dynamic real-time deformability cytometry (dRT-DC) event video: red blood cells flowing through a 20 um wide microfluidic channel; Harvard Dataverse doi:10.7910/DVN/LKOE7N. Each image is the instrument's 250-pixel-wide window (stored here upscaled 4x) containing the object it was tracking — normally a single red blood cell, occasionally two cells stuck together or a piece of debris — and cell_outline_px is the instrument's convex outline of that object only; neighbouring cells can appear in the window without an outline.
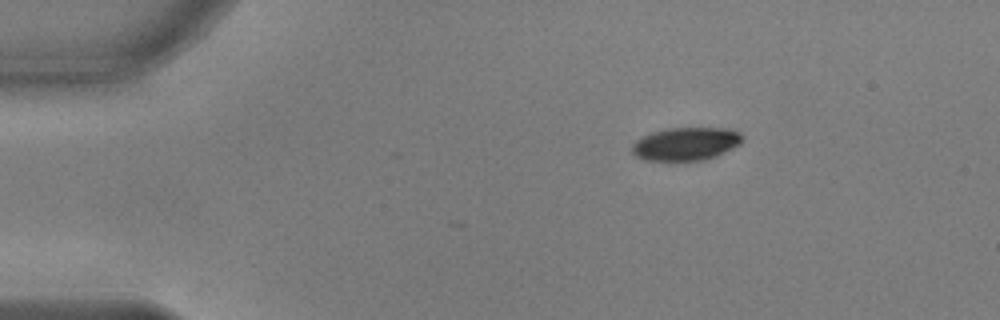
{"species": "common noctule bat (a hibernating species)", "species_latin": "Nyctalus noctula", "temperature_condition": "warm", "stored_images_in_passage": 25, "camera_frame_rate_fps": 3000, "um_per_image_px": 0.085, "animal": {"sex": "male", "body_mass_g": 17.9, "forearm_length_mm": 54.2}, "frame": {"image": 1, "passage_image": 1, "time_ms": 0.0, "image_size_px": [1000, 320], "cell_outline_px": [[744, 140], [740, 144], [716, 156], [704, 160], [668, 164], [644, 160], [636, 156], [632, 152], [632, 144], [636, 140], [652, 132], [668, 128], [724, 128], [740, 132], [744, 136]], "centroid_in_image_um": [58.27, 12.28], "position_along_channel_um": 26.7, "area_um2": 22.08}}
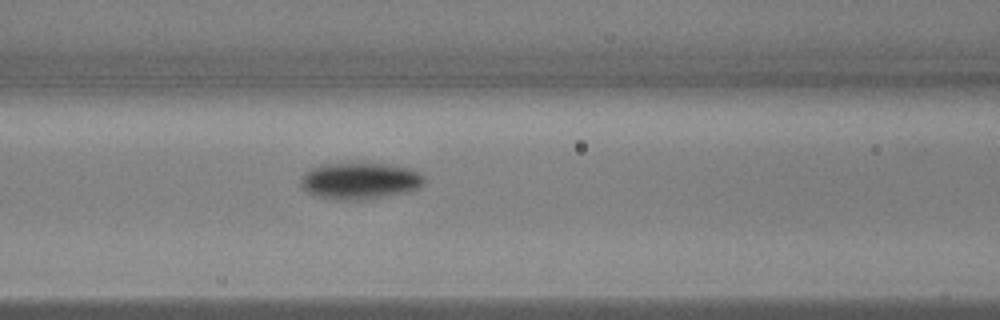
{"frame": {"image": 2, "passage_image": 15, "time_ms": 4.667, "image_size_px": [1000, 320], "cell_outline_px": [[424, 184], [420, 188], [408, 192], [384, 196], [320, 196], [308, 192], [300, 184], [300, 176], [304, 172], [320, 164], [348, 160], [388, 164], [412, 168], [420, 172], [424, 176]], "centroid_in_image_um": [30.64, 15.24], "position_along_channel_um": 136.0, "area_um2": 26.13}}
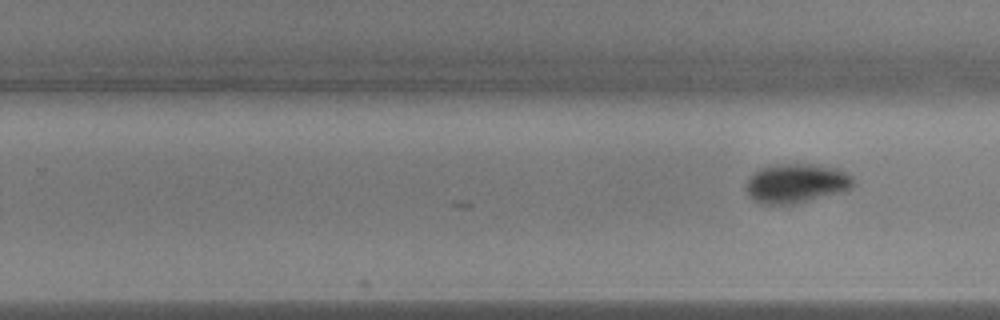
{"frame": {"image": 3, "passage_image": 25, "time_ms": 8.0, "image_size_px": [1000, 320], "cell_outline_px": [[856, 184], [848, 192], [796, 204], [760, 204], [748, 192], [748, 176], [752, 172], [768, 164], [820, 164], [840, 168], [848, 172], [852, 176]], "centroid_in_image_um": [67.8, 15.57], "position_along_channel_um": 262.0, "area_um2": 25.37}}